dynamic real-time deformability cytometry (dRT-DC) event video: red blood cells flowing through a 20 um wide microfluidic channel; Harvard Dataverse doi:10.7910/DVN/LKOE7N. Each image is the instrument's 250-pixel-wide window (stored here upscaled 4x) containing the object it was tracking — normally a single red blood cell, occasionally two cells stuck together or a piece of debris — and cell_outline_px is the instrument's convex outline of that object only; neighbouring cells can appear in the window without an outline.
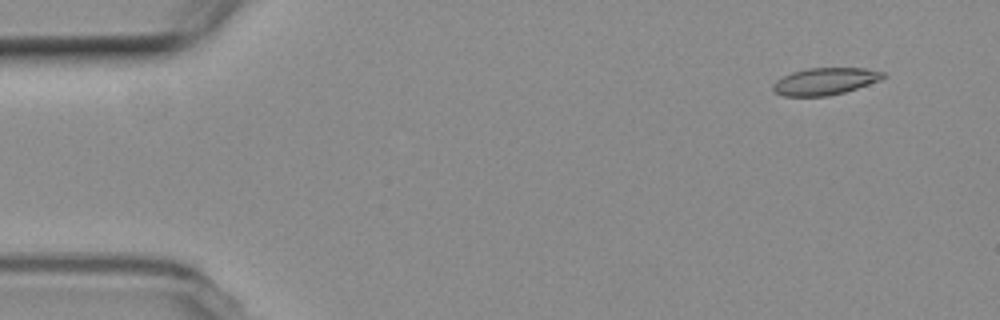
{"species": "common noctule bat (a hibernating species)", "species_latin": "Nyctalus noctula", "temperature_condition": "room temperature", "stored_images_in_passage": 58, "camera_frame_rate_fps": 3000, "um_per_image_px": 0.085, "animal": {"sex": "female", "body_mass_g": 19.3, "forearm_length_mm": 54.1}, "frame": {"image": 1, "passage_image": 5, "time_ms": 1.333, "image_size_px": [1000, 320], "cell_outline_px": [[888, 76], [880, 80], [844, 92], [828, 96], [784, 96], [776, 92], [772, 88], [772, 84], [776, 80], [792, 72], [808, 68], [864, 68], [884, 72]], "centroid_in_image_um": [70.13, 6.91], "position_along_channel_um": 14.9, "area_um2": 17.28}}
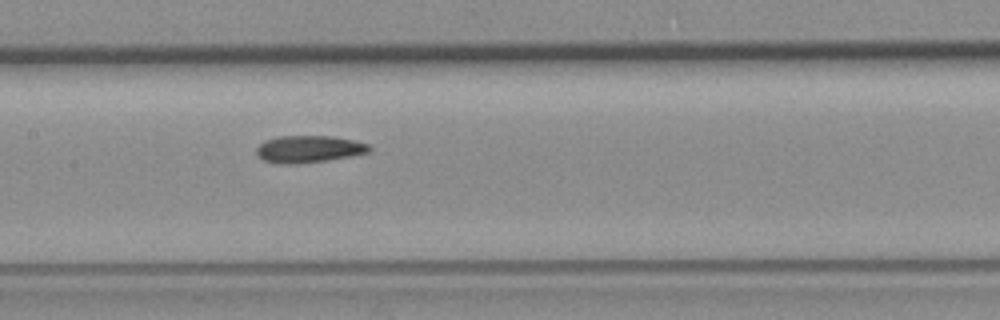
{"frame": {"image": 2, "passage_image": 28, "time_ms": 9.0, "image_size_px": [1000, 320], "cell_outline_px": [[372, 148], [368, 152], [328, 160], [296, 164], [276, 164], [264, 160], [256, 152], [256, 148], [264, 140], [280, 136], [332, 136], [352, 140], [368, 144]], "centroid_in_image_um": [26.21, 12.67], "position_along_channel_um": 181.2, "area_um2": 17.69}}
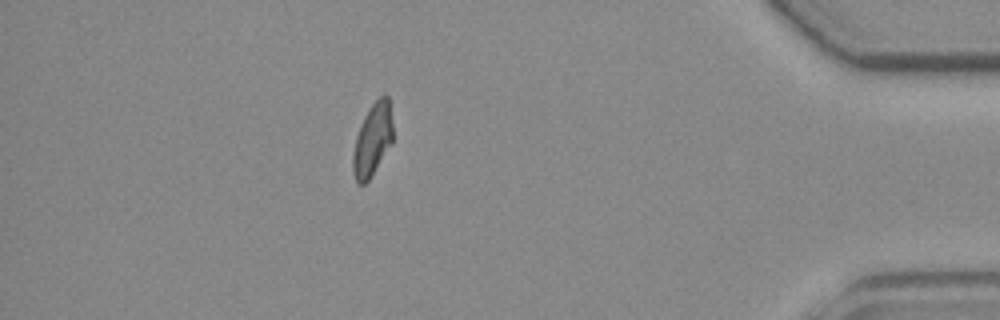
{"frame": {"image": 3, "passage_image": 51, "time_ms": 16.667, "image_size_px": [1000, 320], "cell_outline_px": [[392, 144], [368, 180], [364, 184], [356, 184], [352, 172], [352, 156], [356, 136], [360, 124], [364, 116], [372, 104], [384, 92], [388, 96], [392, 124]], "centroid_in_image_um": [31.64, 11.89], "position_along_channel_um": 403.6, "area_um2": 16.94}, "authors_computed_cell_mechanics": {"area_um2": 17.4556, "velocity_mm_per_s": 3.5552, "shape_relaxation_time_tau1_ms": null, "shape_relaxation_time_tau2_ms": 3.7326, "deformation_change_tau1": null, "deformation_change_tau2": 0.1082}}